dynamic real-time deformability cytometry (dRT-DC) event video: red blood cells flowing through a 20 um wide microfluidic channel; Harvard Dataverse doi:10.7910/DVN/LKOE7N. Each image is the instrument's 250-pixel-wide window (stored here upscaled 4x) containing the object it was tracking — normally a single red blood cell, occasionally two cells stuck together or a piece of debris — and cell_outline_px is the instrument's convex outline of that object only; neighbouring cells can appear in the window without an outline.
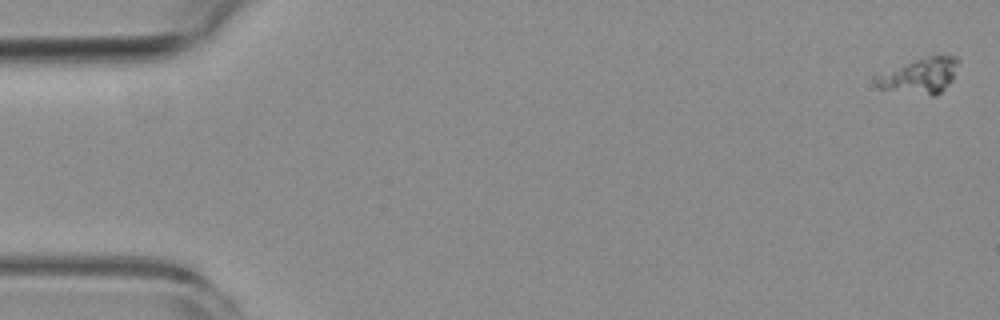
{"species": "common noctule bat (a hibernating species)", "species_latin": "Nyctalus noctula", "temperature_condition": "room temperature", "stored_images_in_passage": 10, "camera_frame_rate_fps": 3000, "um_per_image_px": 0.085, "animal": {"sex": "female", "body_mass_g": 19.3, "forearm_length_mm": 54.1}, "frame": {"image": 1, "passage_image": 1, "time_ms": 0.0, "image_size_px": [1000, 320], "cell_outline_px": [[960, 60], [952, 80], [936, 96], [932, 96], [880, 88], [872, 80], [872, 76], [904, 64], [916, 60], [932, 56], [956, 56]], "centroid_in_image_um": [78.19, 6.44], "position_along_channel_um": 6.8, "area_um2": 16.76}}
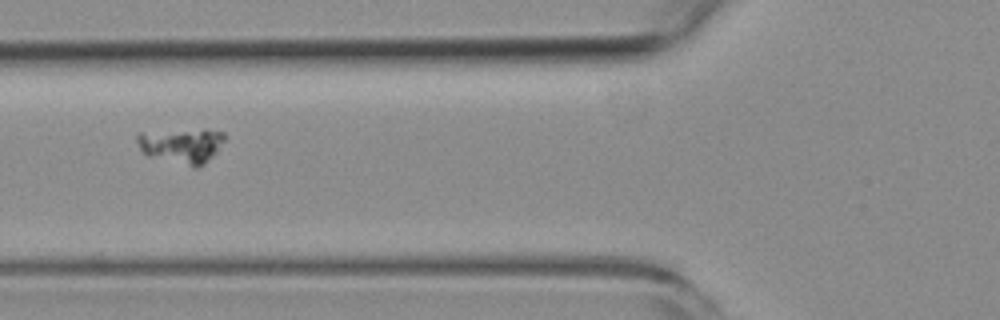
{"frame": {"image": 2, "passage_image": 7, "time_ms": 7.0, "image_size_px": [1000, 320], "cell_outline_px": [[224, 140], [216, 152], [200, 168], [192, 168], [148, 156], [140, 148], [136, 140], [136, 136], [140, 132], [204, 128], [224, 132]], "centroid_in_image_um": [15.44, 12.37], "position_along_channel_um": 110.4, "area_um2": 18.32}}
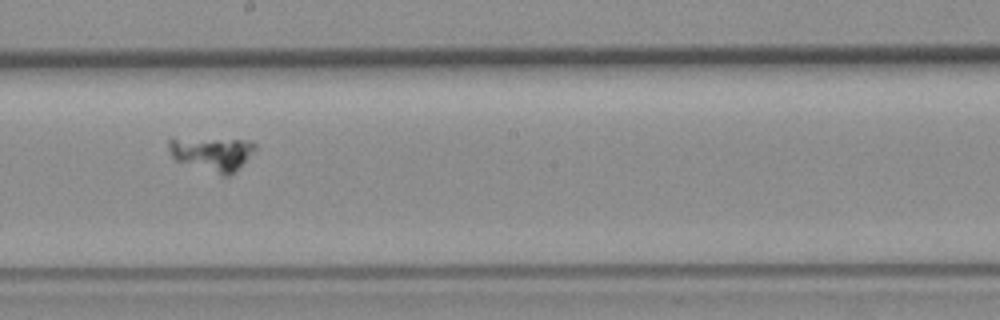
{"frame": {"image": 3, "passage_image": 10, "time_ms": 10.333, "image_size_px": [1000, 320], "cell_outline_px": [[256, 148], [236, 172], [228, 176], [220, 176], [176, 160], [172, 156], [168, 148], [168, 140], [172, 136], [252, 140], [256, 144]], "centroid_in_image_um": [18.0, 13.03], "position_along_channel_um": 230.2, "area_um2": 17.86}}